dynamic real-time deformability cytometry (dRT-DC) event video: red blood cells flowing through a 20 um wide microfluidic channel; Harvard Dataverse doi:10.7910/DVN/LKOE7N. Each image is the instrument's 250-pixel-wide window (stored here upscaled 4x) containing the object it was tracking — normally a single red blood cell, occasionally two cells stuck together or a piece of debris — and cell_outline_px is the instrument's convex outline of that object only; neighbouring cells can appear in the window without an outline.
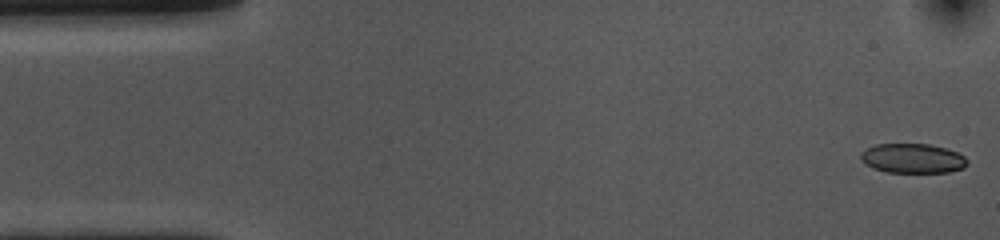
{"species": "common noctule bat (a hibernating species)", "species_latin": "Nyctalus noctula", "temperature_condition": "cold", "stored_images_in_passage": 54, "camera_frame_rate_fps": 3000, "um_per_image_px": 0.085, "animal": {"sex": "female", "body_mass_g": 10.0, "forearm_length_mm": 53.1}, "frame": {"image": 1, "passage_image": 1, "time_ms": 0.0, "image_size_px": [1000, 240], "cell_outline_px": [[968, 164], [964, 168], [948, 172], [888, 172], [872, 168], [860, 160], [860, 152], [864, 148], [876, 144], [928, 144], [944, 148], [956, 152], [964, 156], [968, 160]], "centroid_in_image_um": [77.54, 13.46], "position_along_channel_um": 7.5, "area_um2": 18.44}}
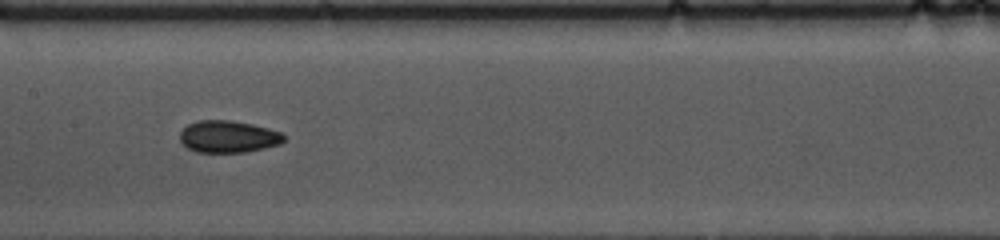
{"frame": {"image": 2, "passage_image": 25, "time_ms": 8.0, "image_size_px": [1000, 240], "cell_outline_px": [[284, 140], [280, 144], [264, 148], [244, 152], [196, 152], [188, 148], [180, 140], [180, 132], [188, 124], [196, 120], [228, 120], [252, 124], [268, 128], [280, 132], [284, 136]], "centroid_in_image_um": [19.38, 11.61], "position_along_channel_um": 188.0, "area_um2": 19.31}}
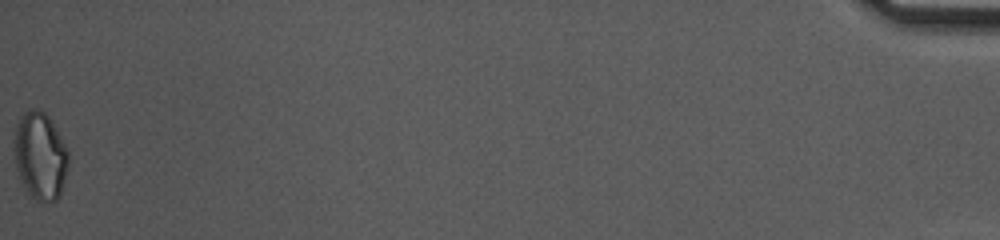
{"frame": {"image": 3, "passage_image": 54, "time_ms": 17.667, "image_size_px": [1000, 240], "cell_outline_px": [[68, 168], [60, 196], [56, 200], [44, 204], [40, 204], [28, 192], [20, 180], [16, 168], [12, 140], [20, 116], [28, 108], [36, 108], [44, 112], [48, 116], [68, 148]], "centroid_in_image_um": [3.41, 13.26], "position_along_channel_um": 431.8, "area_um2": 28.21}, "authors_computed_cell_mechanics": {"area_um2": 19.5075, "velocity_mm_per_s": 3.6316, "shape_relaxation_time_tau1_ms": 6.5708, "shape_relaxation_time_tau2_ms": 5.318, "deformation_change_tau1": 0.1042, "deformation_change_tau2": 0.0869}}